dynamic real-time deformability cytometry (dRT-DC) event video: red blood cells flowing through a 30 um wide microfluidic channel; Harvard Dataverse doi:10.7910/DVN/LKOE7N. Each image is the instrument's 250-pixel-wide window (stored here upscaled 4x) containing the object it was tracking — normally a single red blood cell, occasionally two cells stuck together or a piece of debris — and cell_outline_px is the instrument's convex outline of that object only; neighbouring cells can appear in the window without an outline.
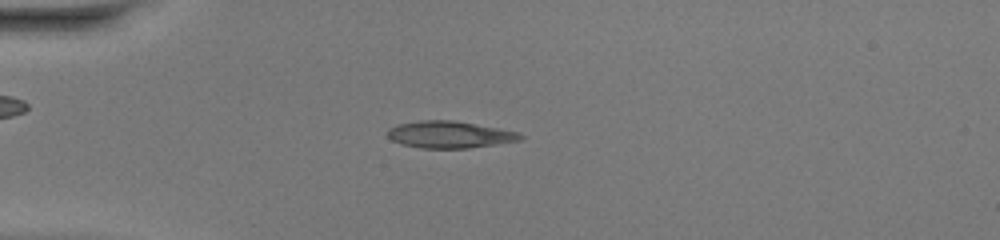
{"species": "common noctule bat (a hibernating species)", "species_latin": "Nyctalus noctula", "temperature_condition": "warm", "stored_images_in_passage": 37, "camera_frame_rate_fps": 3000, "um_per_image_px": 0.085, "animal": {"sex": "female", "body_mass_g": 20.0, "forearm_length_mm": 54.0}, "frame": {"image": 1, "passage_image": 2, "time_ms": 0.333, "image_size_px": [1000, 240], "cell_outline_px": [[524, 136], [520, 140], [496, 144], [468, 148], [420, 148], [400, 144], [392, 140], [388, 136], [388, 128], [396, 124], [420, 120], [456, 120], [520, 132]], "centroid_in_image_um": [38.2, 11.43], "position_along_channel_um": 46.8, "area_um2": 20.98}}
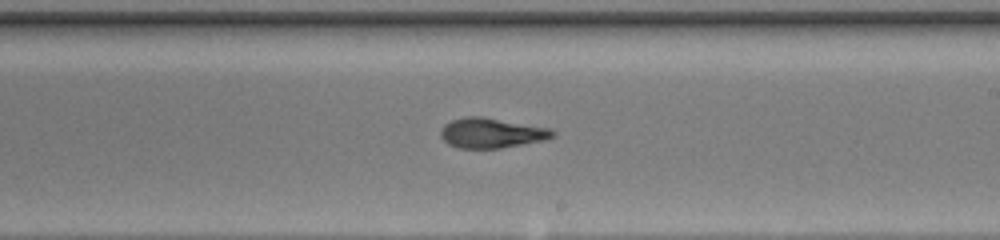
{"frame": {"image": 2, "passage_image": 18, "time_ms": 5.667, "image_size_px": [1000, 240], "cell_outline_px": [[556, 136], [544, 140], [500, 148], [456, 148], [448, 144], [440, 136], [440, 128], [444, 124], [452, 120], [464, 116], [484, 116], [552, 128], [556, 132]], "centroid_in_image_um": [41.78, 11.29], "position_along_channel_um": 247.2, "area_um2": 19.94}}
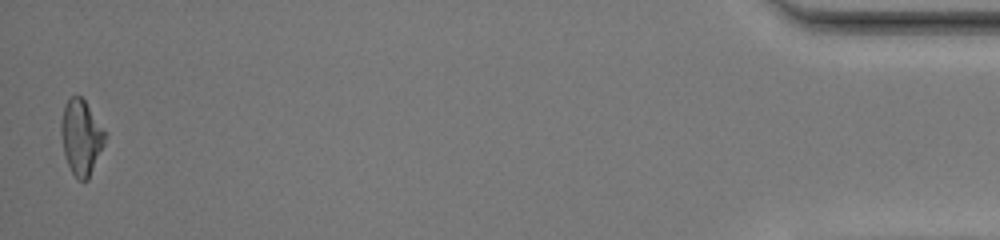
{"frame": {"image": 3, "passage_image": 37, "time_ms": 12.0, "image_size_px": [1000, 240], "cell_outline_px": [[108, 136], [88, 180], [76, 180], [68, 164], [64, 152], [60, 132], [60, 120], [64, 104], [72, 96], [80, 96], [84, 100]], "centroid_in_image_um": [6.89, 11.68], "position_along_channel_um": 428.3, "area_um2": 19.19}, "authors_computed_cell_mechanics": {"area_um2": 19.4786, "velocity_mm_per_s": 4.221, "shape_relaxation_time_tau1_ms": 8.1582, "shape_relaxation_time_tau2_ms": 1.9651, "deformation_change_tau1": 0.3276, "deformation_change_tau2": 0.0932}}